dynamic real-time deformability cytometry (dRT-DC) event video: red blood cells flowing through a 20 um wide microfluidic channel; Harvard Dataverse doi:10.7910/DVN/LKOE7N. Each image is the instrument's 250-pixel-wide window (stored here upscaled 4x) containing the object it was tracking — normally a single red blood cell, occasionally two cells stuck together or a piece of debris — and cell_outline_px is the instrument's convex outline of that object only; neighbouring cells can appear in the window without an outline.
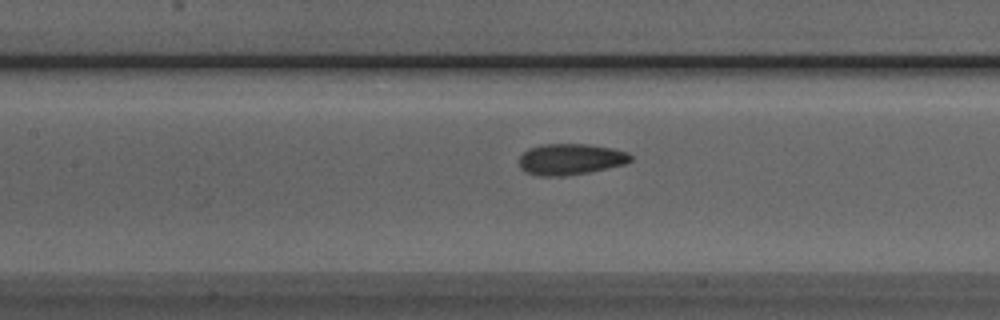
{"species": "Egyptian fruit bat (a non-hibernating species)", "species_latin": "Rousettus aegyptiacus", "temperature_condition": "room temperature", "stored_images_in_passage": 29, "camera_frame_rate_fps": 3000, "um_per_image_px": 0.085, "animal": {"sex": "male"}, "frame": {"image": 1, "passage_image": 17, "time_ms": 5.333, "image_size_px": [1000, 320], "cell_outline_px": [[632, 160], [624, 164], [588, 172], [564, 176], [540, 176], [528, 172], [520, 168], [520, 156], [528, 148], [544, 144], [592, 144], [612, 148], [628, 152], [632, 156]], "centroid_in_image_um": [48.51, 13.52], "position_along_channel_um": 158.9, "area_um2": 20.17}}
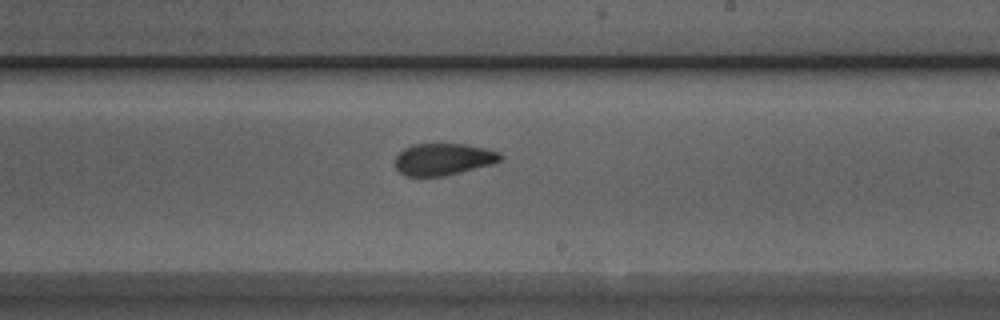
{"frame": {"image": 2, "passage_image": 24, "time_ms": 7.667, "image_size_px": [1000, 320], "cell_outline_px": [[504, 156], [500, 160], [492, 164], [444, 176], [404, 176], [396, 168], [396, 156], [404, 148], [412, 144], [464, 144], [484, 148], [500, 152]], "centroid_in_image_um": [37.68, 13.53], "position_along_channel_um": 251.3, "area_um2": 19.48}}
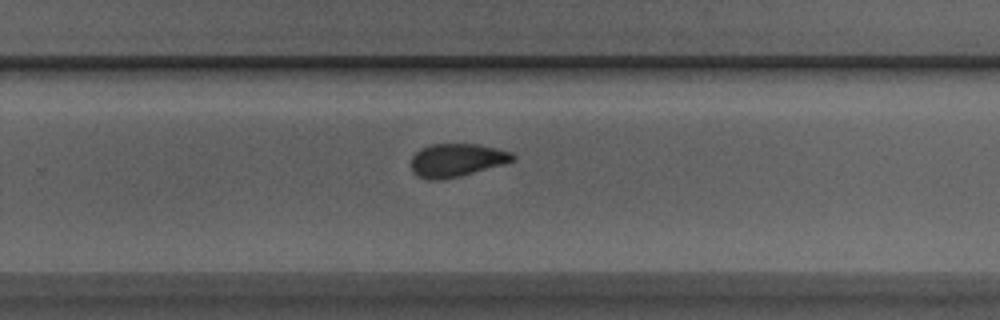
{"frame": {"image": 3, "passage_image": 27, "time_ms": 8.667, "image_size_px": [1000, 320], "cell_outline_px": [[516, 160], [504, 164], [460, 176], [436, 180], [428, 180], [412, 172], [412, 156], [420, 148], [432, 144], [480, 144], [512, 152], [516, 156]], "centroid_in_image_um": [38.85, 13.6], "position_along_channel_um": 291.0, "area_um2": 19.65}}